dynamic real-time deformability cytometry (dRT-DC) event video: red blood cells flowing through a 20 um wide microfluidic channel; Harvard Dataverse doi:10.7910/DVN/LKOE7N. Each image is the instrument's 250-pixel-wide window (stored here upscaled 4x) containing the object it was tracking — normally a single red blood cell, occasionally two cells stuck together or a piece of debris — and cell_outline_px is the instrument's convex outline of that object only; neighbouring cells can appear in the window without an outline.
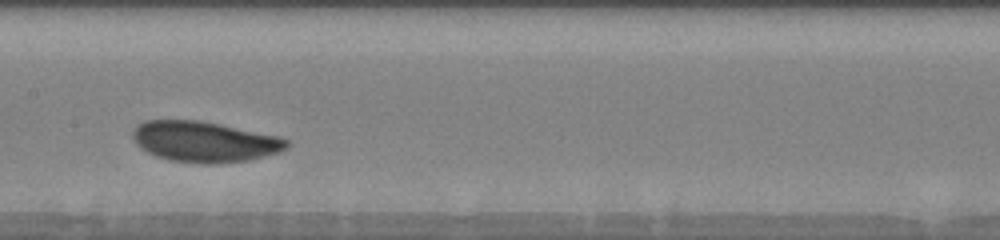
{"species": "human", "species_latin": "Homo sapiens", "temperature_condition": "warm", "stored_images_in_passage": 13, "camera_frame_rate_fps": 3000, "um_per_image_px": 0.085, "donor": {"sex": "male"}, "frame": {"image": 1, "passage_image": 10, "time_ms": 4.0, "image_size_px": [1000, 240], "cell_outline_px": [[288, 144], [284, 148], [276, 152], [252, 160], [220, 164], [204, 164], [168, 160], [156, 156], [140, 148], [136, 144], [132, 136], [132, 128], [144, 120], [200, 120], [280, 136], [288, 140]], "centroid_in_image_um": [17.34, 12.04], "position_along_channel_um": 190.1, "area_um2": 36.76}}